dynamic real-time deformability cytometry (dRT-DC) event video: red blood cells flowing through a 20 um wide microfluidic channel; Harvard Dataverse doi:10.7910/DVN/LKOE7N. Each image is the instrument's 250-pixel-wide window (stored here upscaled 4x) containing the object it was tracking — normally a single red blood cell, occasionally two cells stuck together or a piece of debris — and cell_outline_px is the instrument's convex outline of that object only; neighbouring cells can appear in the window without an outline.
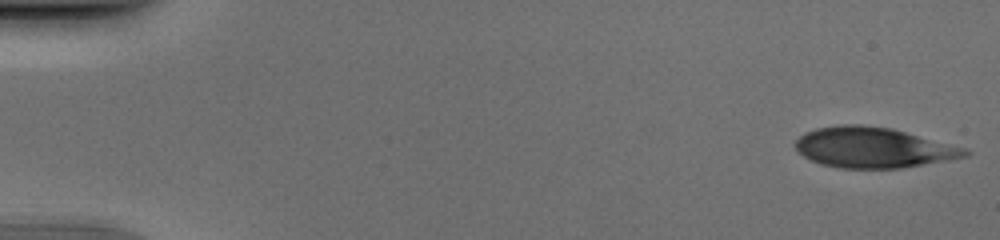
{"species": "human", "species_latin": "Homo sapiens", "temperature_condition": "cold", "stored_images_in_passage": 50, "camera_frame_rate_fps": 3000, "um_per_image_px": 0.085, "donor": {"sex": "male"}, "frame": {"image": 1, "passage_image": 1, "time_ms": 0.0, "image_size_px": [1000, 240], "cell_outline_px": [[972, 152], [968, 156], [948, 160], [900, 168], [840, 168], [820, 164], [804, 156], [796, 148], [796, 140], [804, 132], [816, 128], [844, 124], [856, 124], [888, 128], [904, 132]], "centroid_in_image_um": [74.13, 12.55], "position_along_channel_um": 10.9, "area_um2": 38.96}}
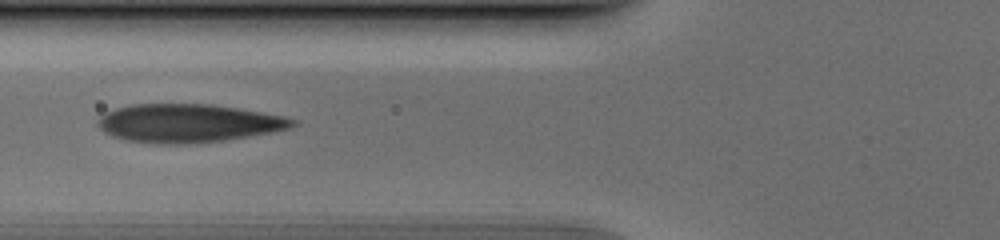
{"frame": {"image": 2, "passage_image": 20, "time_ms": 6.333, "image_size_px": [1000, 240], "cell_outline_px": [[296, 124], [292, 128], [272, 132], [224, 140], [188, 144], [156, 144], [128, 140], [112, 136], [104, 132], [96, 124], [100, 116], [116, 108], [132, 104], [212, 104], [284, 116], [296, 120]], "centroid_in_image_um": [15.99, 10.47], "position_along_channel_um": 109.8, "area_um2": 43.41}}
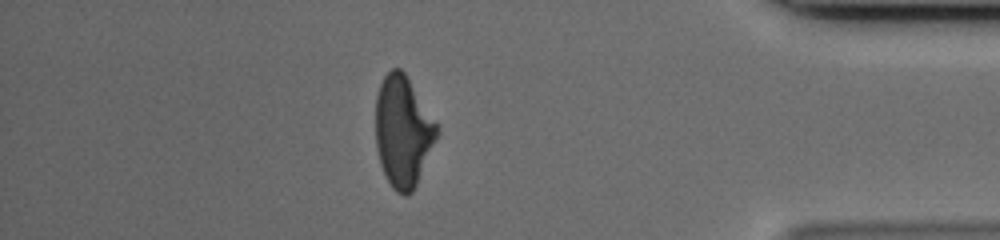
{"frame": {"image": 3, "passage_image": 44, "time_ms": 14.333, "image_size_px": [1000, 240], "cell_outline_px": [[436, 136], [416, 184], [412, 192], [408, 196], [404, 196], [396, 192], [392, 188], [384, 176], [380, 164], [376, 148], [376, 96], [380, 84], [384, 76], [392, 68], [400, 68], [404, 72], [436, 124]], "centroid_in_image_um": [34.19, 11.2], "position_along_channel_um": 401.0, "area_um2": 38.78}}